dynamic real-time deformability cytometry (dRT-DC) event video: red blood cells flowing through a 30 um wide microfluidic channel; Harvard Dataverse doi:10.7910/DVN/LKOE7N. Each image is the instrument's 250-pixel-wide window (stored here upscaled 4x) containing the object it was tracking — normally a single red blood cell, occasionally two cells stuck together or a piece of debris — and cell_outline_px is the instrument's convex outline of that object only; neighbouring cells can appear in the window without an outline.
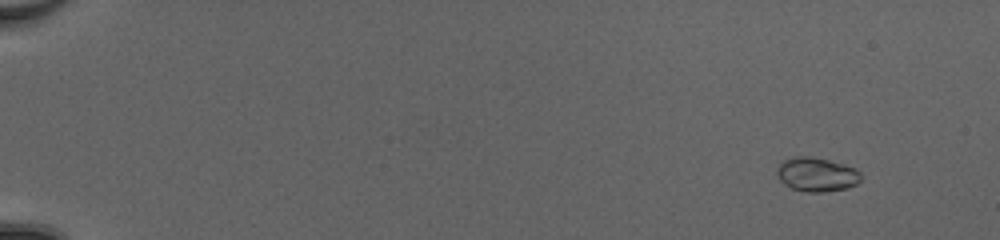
{"species": "common noctule bat (a hibernating species)", "species_latin": "Nyctalus noctula", "temperature_condition": "cold", "stored_images_in_passage": 54, "camera_frame_rate_fps": 3000, "um_per_image_px": 0.085, "animal": {"sex": "female", "body_mass_g": 20.0, "forearm_length_mm": 54.0}, "frame": {"image": 1, "passage_image": 6, "time_ms": 1.667, "image_size_px": [1000, 240], "cell_outline_px": [[860, 180], [856, 184], [848, 188], [824, 192], [808, 192], [792, 188], [784, 184], [780, 180], [776, 172], [780, 164], [784, 160], [792, 156], [808, 156], [828, 160], [844, 164], [856, 168], [860, 172]], "centroid_in_image_um": [69.42, 14.83], "position_along_channel_um": 15.6, "area_um2": 16.65}}
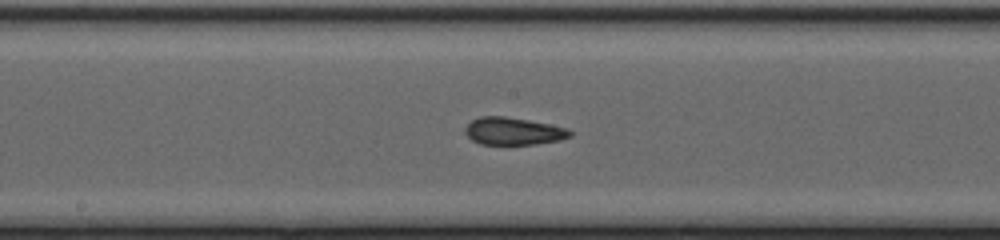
{"frame": {"image": 2, "passage_image": 32, "time_ms": 10.333, "image_size_px": [1000, 240], "cell_outline_px": [[572, 136], [560, 140], [536, 144], [480, 144], [472, 140], [464, 132], [464, 128], [472, 120], [480, 116], [504, 116], [528, 120], [568, 128], [572, 132]], "centroid_in_image_um": [43.63, 11.15], "position_along_channel_um": 204.6, "area_um2": 16.76}}
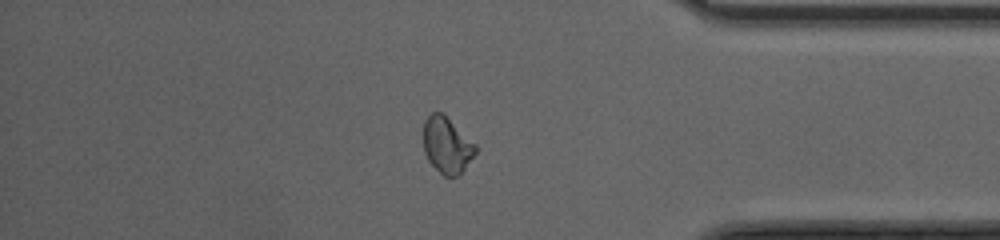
{"frame": {"image": 3, "passage_image": 47, "time_ms": 15.333, "image_size_px": [1000, 240], "cell_outline_px": [[476, 152], [464, 168], [456, 176], [444, 176], [428, 160], [424, 152], [424, 120], [432, 112], [440, 112], [476, 144]], "centroid_in_image_um": [37.97, 12.34], "position_along_channel_um": 397.2, "area_um2": 16.53}, "authors_computed_cell_mechanics": {"area_um2": 16.6464, "velocity_mm_per_s": 4.1809, "shape_relaxation_time_tau1_ms": null, "shape_relaxation_time_tau2_ms": 0.2495, "deformation_change_tau1": null, "deformation_change_tau2": 0.0345}}